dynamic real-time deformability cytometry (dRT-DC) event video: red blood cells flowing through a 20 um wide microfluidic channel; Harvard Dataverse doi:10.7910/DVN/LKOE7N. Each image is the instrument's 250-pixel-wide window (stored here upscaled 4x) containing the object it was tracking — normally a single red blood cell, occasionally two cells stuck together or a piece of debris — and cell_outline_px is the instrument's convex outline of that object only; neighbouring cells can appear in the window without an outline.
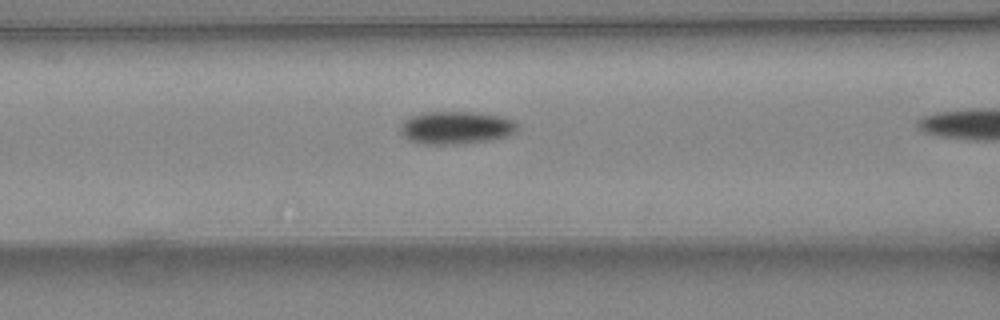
{"species": "common noctule bat (a hibernating species)", "species_latin": "Nyctalus noctula", "temperature_condition": "warm", "stored_images_in_passage": 28, "camera_frame_rate_fps": 3000, "um_per_image_px": 0.085, "animal": {"sex": "female", "body_mass_g": 24.6, "forearm_length_mm": 56.2}, "frame": {"image": 1, "passage_image": 11, "time_ms": 3.333, "image_size_px": [1000, 320], "cell_outline_px": [[520, 128], [516, 132], [508, 136], [488, 140], [456, 144], [424, 144], [408, 140], [400, 132], [400, 128], [404, 120], [420, 112], [476, 112], [500, 116], [512, 120]], "centroid_in_image_um": [38.76, 10.85], "position_along_channel_um": 127.8, "area_um2": 22.37}}
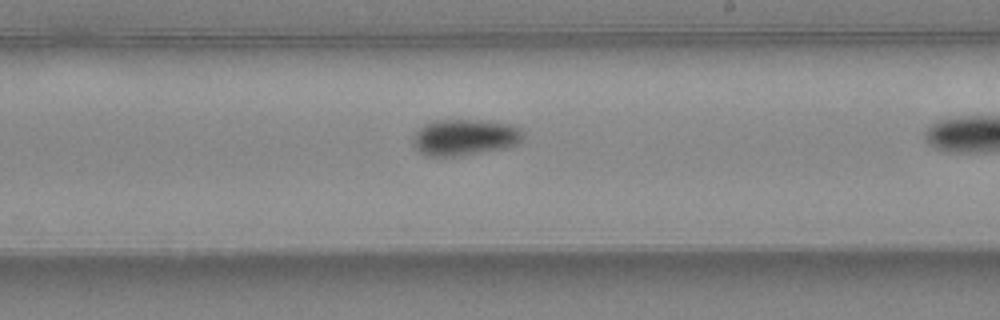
{"frame": {"image": 2, "passage_image": 19, "time_ms": 6.0, "image_size_px": [1000, 320], "cell_outline_px": [[524, 136], [516, 144], [500, 148], [456, 156], [428, 156], [420, 152], [412, 144], [412, 136], [424, 124], [432, 120], [480, 120], [508, 124], [520, 128], [524, 132]], "centroid_in_image_um": [39.44, 11.65], "position_along_channel_um": 249.6, "area_um2": 23.0}}
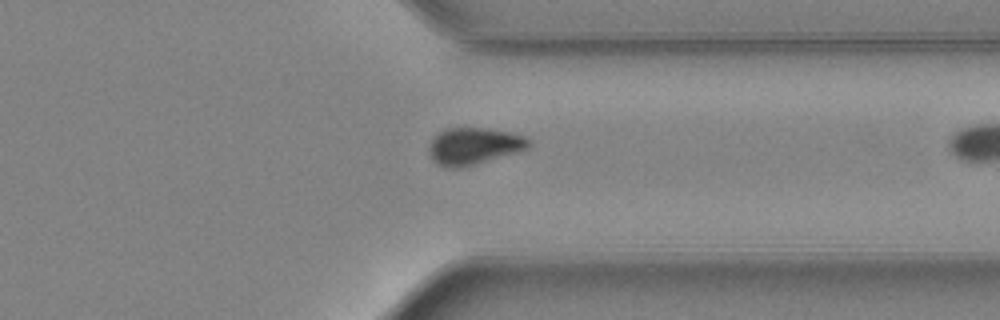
{"frame": {"image": 3, "passage_image": 27, "time_ms": 8.667, "image_size_px": [1000, 320], "cell_outline_px": [[528, 148], [516, 152], [464, 168], [448, 168], [436, 164], [432, 160], [428, 152], [428, 144], [440, 132], [448, 128], [488, 128], [508, 132], [524, 136], [528, 140]], "centroid_in_image_um": [40.21, 12.44], "position_along_channel_um": 371.2, "area_um2": 21.39}}